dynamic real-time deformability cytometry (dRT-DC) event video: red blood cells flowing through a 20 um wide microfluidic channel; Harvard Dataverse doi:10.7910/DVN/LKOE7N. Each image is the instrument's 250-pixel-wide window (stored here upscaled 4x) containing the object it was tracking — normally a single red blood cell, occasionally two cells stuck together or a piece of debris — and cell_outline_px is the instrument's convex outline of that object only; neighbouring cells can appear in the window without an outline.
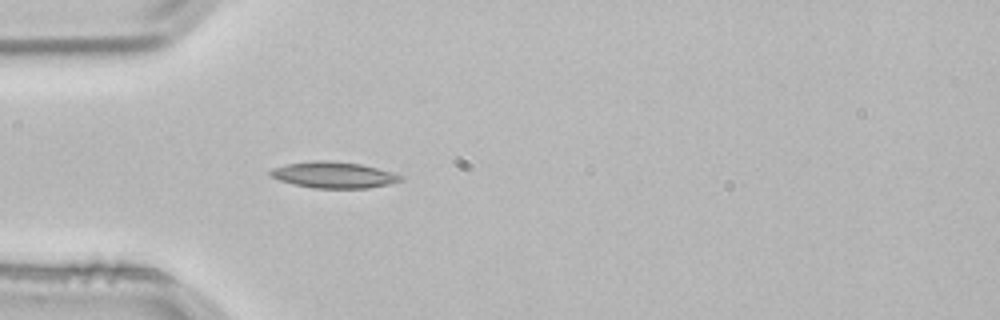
{"species": "common noctule bat (a hibernating species)", "species_latin": "Nyctalus noctula", "temperature_condition": "room temperature", "stored_images_in_passage": 3, "camera_frame_rate_fps": 3000, "um_per_image_px": 0.085, "animal": {"sex": "male", "body_mass_g": 21.5, "forearm_length_mm": 52.0}, "frame": {"image": 1, "passage_image": 3, "time_ms": 0.667, "image_size_px": [1000, 320], "cell_outline_px": [[404, 180], [392, 184], [368, 188], [312, 188], [292, 184], [268, 176], [268, 172], [272, 168], [284, 164], [316, 160], [328, 160], [360, 164], [376, 168], [404, 176]], "centroid_in_image_um": [28.34, 14.87], "position_along_channel_um": 56.7, "area_um2": 20.11}}